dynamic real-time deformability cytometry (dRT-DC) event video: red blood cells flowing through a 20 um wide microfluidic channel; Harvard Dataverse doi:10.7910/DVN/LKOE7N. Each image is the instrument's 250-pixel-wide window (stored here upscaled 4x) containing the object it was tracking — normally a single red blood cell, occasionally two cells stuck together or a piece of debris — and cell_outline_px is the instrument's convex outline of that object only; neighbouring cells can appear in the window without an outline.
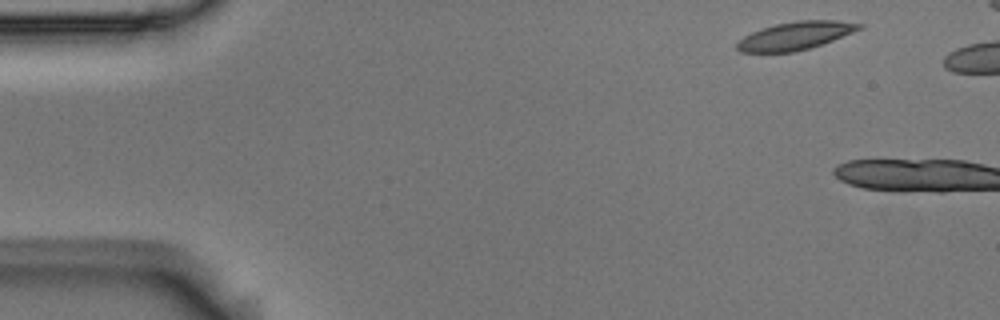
{"species": "Egyptian fruit bat (a non-hibernating species)", "species_latin": "Rousettus aegyptiacus", "temperature_condition": "room temperature", "stored_images_in_passage": 3, "camera_frame_rate_fps": 3000, "um_per_image_px": 0.085, "animal": {"sex": "male"}, "frame": {"image": 1, "passage_image": 1, "time_ms": 0.0, "image_size_px": [1000, 320], "cell_outline_px": [[864, 24], [860, 28], [852, 32], [832, 40], [808, 48], [792, 52], [740, 52], [736, 48], [736, 44], [744, 36], [760, 28], [776, 24], [796, 20], [840, 20]], "centroid_in_image_um": [67.57, 3.02], "position_along_channel_um": 17.4, "area_um2": 19.71}}